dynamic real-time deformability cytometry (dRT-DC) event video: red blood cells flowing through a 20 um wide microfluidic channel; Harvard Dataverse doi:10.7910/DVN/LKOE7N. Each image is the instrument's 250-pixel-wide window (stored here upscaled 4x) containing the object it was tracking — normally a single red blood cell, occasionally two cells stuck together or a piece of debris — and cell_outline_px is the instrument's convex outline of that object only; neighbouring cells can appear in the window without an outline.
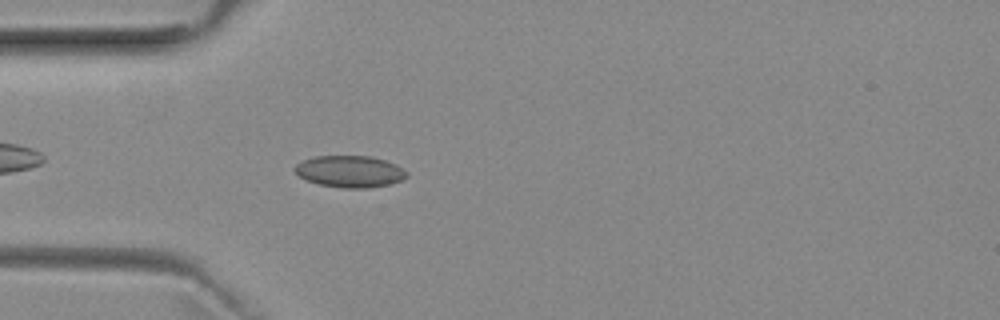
{"species": "common noctule bat (a hibernating species)", "species_latin": "Nyctalus noctula", "temperature_condition": "room temperature", "stored_images_in_passage": 38, "camera_frame_rate_fps": 3000, "um_per_image_px": 0.085, "animal": {"sex": "female", "body_mass_g": 29.2, "forearm_length_mm": 56.3}, "frame": {"image": 1, "passage_image": 1, "time_ms": 0.0, "image_size_px": [1000, 320], "cell_outline_px": [[408, 176], [400, 180], [388, 184], [368, 188], [344, 188], [320, 184], [308, 180], [300, 176], [292, 168], [296, 164], [304, 160], [316, 156], [372, 156], [396, 164], [408, 172]], "centroid_in_image_um": [29.75, 14.57], "position_along_channel_um": 55.3, "area_um2": 20.52}}
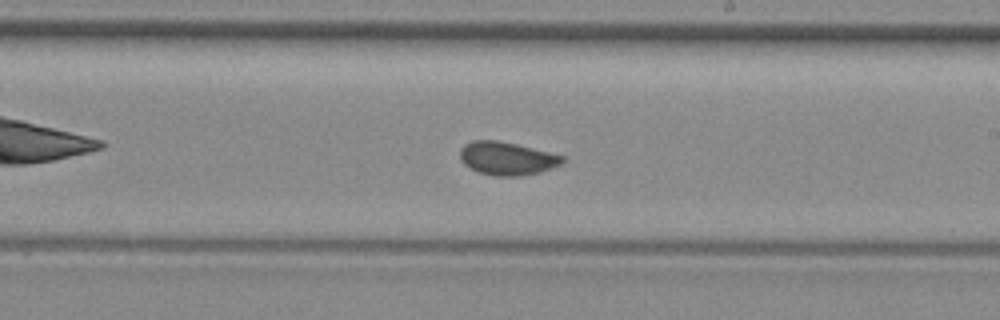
{"frame": {"image": 2, "passage_image": 16, "time_ms": 5.0, "image_size_px": [1000, 320], "cell_outline_px": [[564, 160], [560, 164], [540, 172], [520, 176], [496, 176], [476, 172], [464, 164], [460, 160], [460, 148], [464, 144], [472, 140], [500, 140], [564, 156]], "centroid_in_image_um": [43.03, 13.46], "position_along_channel_um": 246.0, "area_um2": 19.83}}
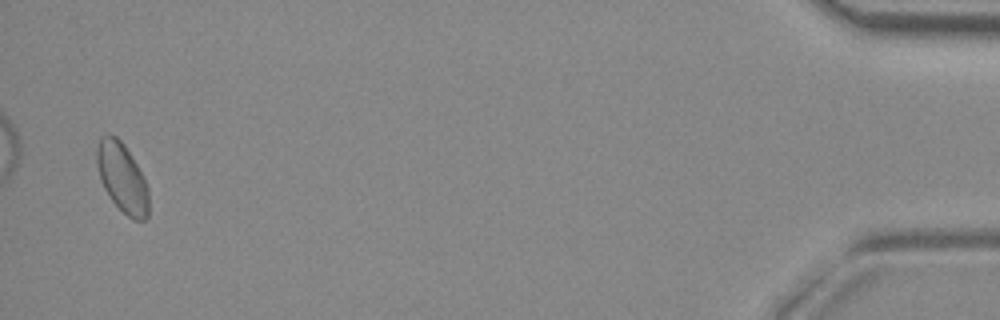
{"frame": {"image": 3, "passage_image": 37, "time_ms": 12.0, "image_size_px": [1000, 320], "cell_outline_px": [[148, 216], [144, 220], [132, 220], [112, 200], [104, 188], [100, 180], [96, 164], [96, 148], [100, 136], [116, 136], [124, 144], [132, 156], [144, 176], [148, 188]], "centroid_in_image_um": [10.38, 15.09], "position_along_channel_um": 424.8, "area_um2": 20.98}, "authors_computed_cell_mechanics": {"area_um2": 19.5364, "velocity_mm_per_s": 3.9081, "shape_relaxation_time_tau1_ms": 6.9308, "shape_relaxation_time_tau2_ms": 0.9285, "deformation_change_tau1": 0.1103, "deformation_change_tau2": 0.0557}}